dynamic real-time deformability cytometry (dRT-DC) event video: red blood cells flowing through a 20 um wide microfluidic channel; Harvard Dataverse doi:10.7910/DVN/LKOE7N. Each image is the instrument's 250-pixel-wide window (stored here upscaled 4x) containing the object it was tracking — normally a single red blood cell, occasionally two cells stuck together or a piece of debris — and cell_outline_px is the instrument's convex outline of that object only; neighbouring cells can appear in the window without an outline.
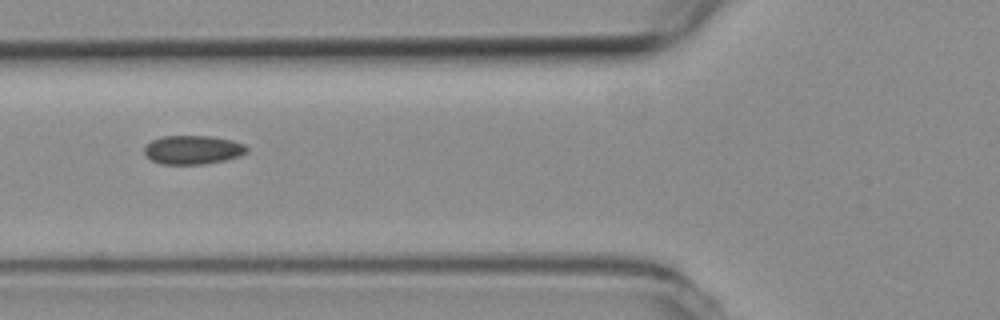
{"species": "common noctule bat (a hibernating species)", "species_latin": "Nyctalus noctula", "temperature_condition": "room temperature", "stored_images_in_passage": 7, "camera_frame_rate_fps": 3000, "um_per_image_px": 0.085, "animal": {"sex": "female", "body_mass_g": 19.3, "forearm_length_mm": 54.1}, "frame": {"image": 1, "passage_image": 2, "time_ms": 0.333, "image_size_px": [1000, 320], "cell_outline_px": [[248, 152], [240, 156], [224, 160], [204, 164], [160, 164], [152, 160], [144, 152], [144, 148], [152, 140], [164, 136], [212, 136], [232, 140], [244, 144], [248, 148]], "centroid_in_image_um": [16.42, 12.73], "position_along_channel_um": 109.4, "area_um2": 17.17}}
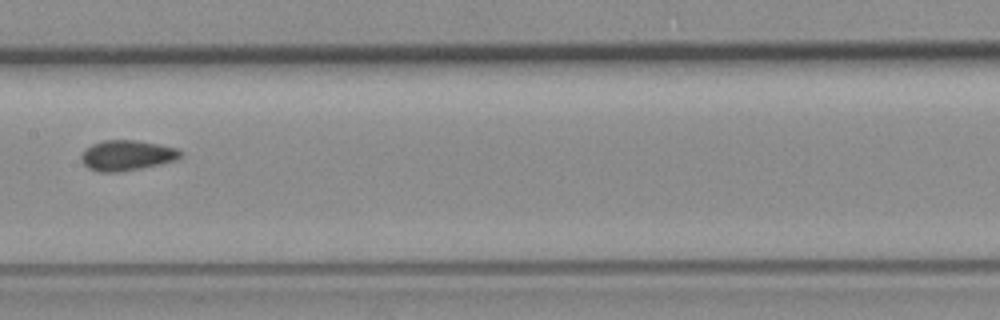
{"frame": {"image": 2, "passage_image": 4, "time_ms": 1.0, "image_size_px": [1000, 320], "cell_outline_px": [[180, 156], [176, 160], [140, 168], [120, 172], [100, 172], [88, 168], [84, 164], [80, 156], [84, 148], [92, 144], [104, 140], [136, 140], [176, 148], [180, 152]], "centroid_in_image_um": [10.72, 13.2], "position_along_channel_um": 196.7, "area_um2": 17.34}}
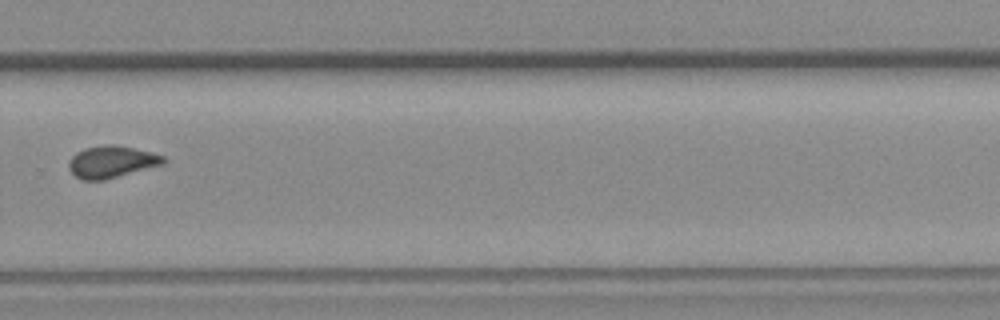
{"frame": {"image": 3, "passage_image": 7, "time_ms": 2.0, "image_size_px": [1000, 320], "cell_outline_px": [[164, 164], [104, 180], [80, 180], [68, 168], [68, 164], [72, 156], [76, 152], [84, 148], [108, 144], [112, 144], [152, 152], [164, 156]], "centroid_in_image_um": [9.46, 13.76], "position_along_channel_um": 320.3, "area_um2": 17.51}}